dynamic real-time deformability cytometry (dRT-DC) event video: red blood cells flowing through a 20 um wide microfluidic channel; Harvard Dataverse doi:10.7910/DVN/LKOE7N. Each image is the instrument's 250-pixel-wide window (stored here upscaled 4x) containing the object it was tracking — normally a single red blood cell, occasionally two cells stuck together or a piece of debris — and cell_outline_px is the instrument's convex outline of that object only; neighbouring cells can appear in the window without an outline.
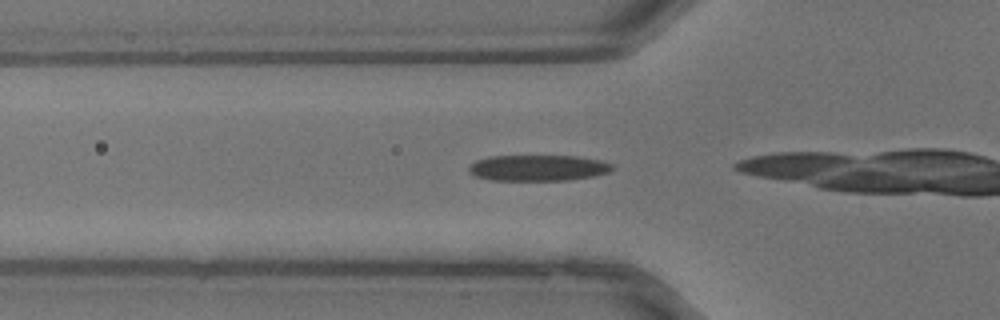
{"species": "common noctule bat (a hibernating species)", "species_latin": "Nyctalus noctula", "temperature_condition": "warm", "stored_images_in_passage": 18, "camera_frame_rate_fps": 3000, "um_per_image_px": 0.085, "animal": {"sex": "male", "body_mass_g": 13.3}, "frame": {"image": 1, "passage_image": 10, "time_ms": 3.0, "image_size_px": [1000, 320], "cell_outline_px": [[612, 168], [608, 172], [592, 176], [568, 180], [488, 180], [476, 176], [468, 172], [468, 168], [476, 160], [488, 156], [576, 156], [600, 160], [612, 164]], "centroid_in_image_um": [45.69, 14.27], "position_along_channel_um": 80.1, "area_um2": 21.62}}